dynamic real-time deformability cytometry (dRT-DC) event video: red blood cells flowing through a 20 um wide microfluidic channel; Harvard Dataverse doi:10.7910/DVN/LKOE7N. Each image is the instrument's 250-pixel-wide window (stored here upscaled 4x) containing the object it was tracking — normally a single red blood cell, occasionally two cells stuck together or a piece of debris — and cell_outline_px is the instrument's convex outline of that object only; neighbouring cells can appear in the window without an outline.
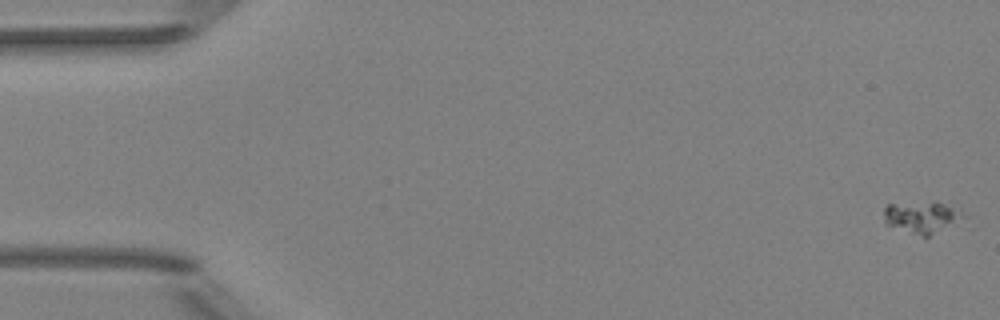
{"species": "Egyptian fruit bat (a non-hibernating species)", "species_latin": "Rousettus aegyptiacus", "temperature_condition": "room temperature", "stored_images_in_passage": 6, "camera_frame_rate_fps": 3000, "um_per_image_px": 0.085, "animal": {"sex": "female"}, "frame": {"image": 1, "passage_image": 1, "time_ms": 0.0, "image_size_px": [1000, 320], "cell_outline_px": [[976, 228], [928, 236], [924, 236], [884, 224], [884, 208], [888, 204], [936, 200], [960, 208], [972, 216]], "centroid_in_image_um": [78.85, 18.51], "position_along_channel_um": 6.1, "area_um2": 17.57}}
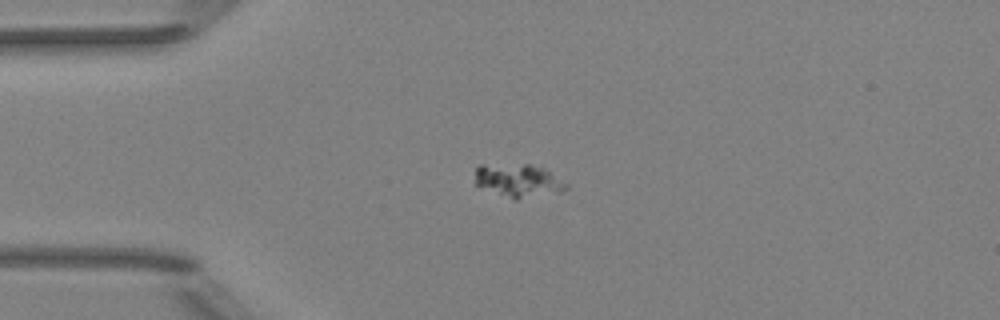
{"frame": {"image": 2, "passage_image": 5, "time_ms": 4.333, "image_size_px": [1000, 320], "cell_outline_px": [[568, 188], [560, 192], [516, 200], [512, 200], [476, 184], [476, 168], [480, 164], [528, 164], [544, 168], [568, 184]], "centroid_in_image_um": [44.08, 15.35], "position_along_channel_um": 40.9, "area_um2": 17.63}}